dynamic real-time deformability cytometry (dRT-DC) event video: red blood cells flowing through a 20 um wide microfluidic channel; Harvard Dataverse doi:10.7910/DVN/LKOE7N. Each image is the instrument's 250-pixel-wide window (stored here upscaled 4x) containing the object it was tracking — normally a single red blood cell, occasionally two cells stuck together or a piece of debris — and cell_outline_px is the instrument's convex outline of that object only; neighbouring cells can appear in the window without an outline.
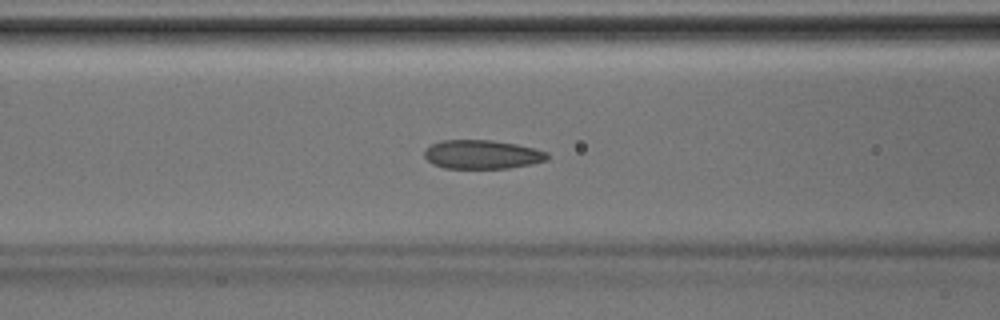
{"species": "Egyptian fruit bat (a non-hibernating species)", "species_latin": "Rousettus aegyptiacus", "temperature_condition": "room temperature", "stored_images_in_passage": 41, "camera_frame_rate_fps": 3000, "um_per_image_px": 0.085, "animal": {"sex": "male"}, "frame": {"image": 1, "passage_image": 17, "time_ms": 5.333, "image_size_px": [1000, 320], "cell_outline_px": [[548, 160], [532, 164], [508, 168], [444, 168], [432, 164], [424, 156], [424, 148], [440, 140], [492, 140], [516, 144], [536, 148], [548, 152]], "centroid_in_image_um": [40.98, 13.12], "position_along_channel_um": 125.6, "area_um2": 20.87}}
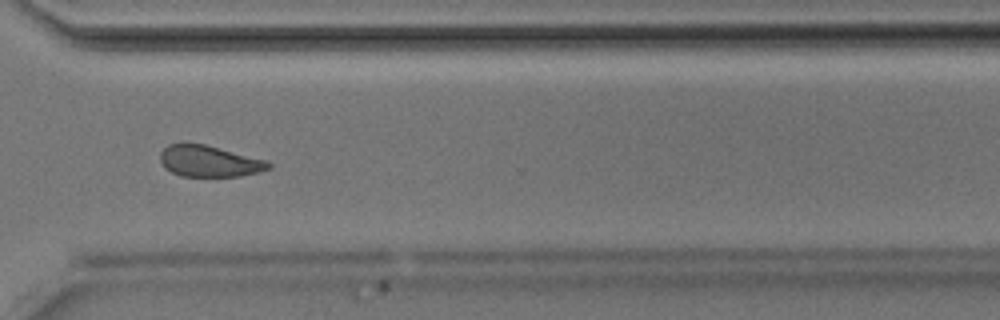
{"frame": {"image": 2, "passage_image": 31, "time_ms": 10.0, "image_size_px": [1000, 320], "cell_outline_px": [[272, 168], [260, 172], [240, 176], [180, 176], [164, 168], [160, 160], [160, 152], [168, 144], [204, 144], [268, 160], [272, 164]], "centroid_in_image_um": [17.82, 13.71], "position_along_channel_um": 352.8, "area_um2": 19.83}}
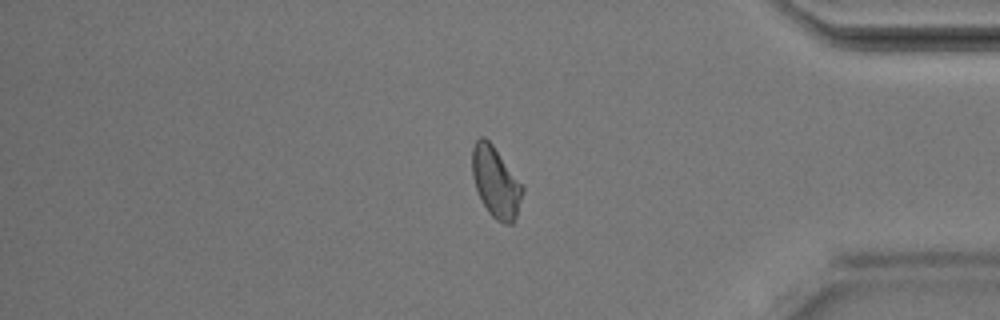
{"frame": {"image": 3, "passage_image": 35, "time_ms": 11.333, "image_size_px": [1000, 320], "cell_outline_px": [[524, 192], [516, 216], [512, 224], [504, 224], [496, 220], [488, 212], [476, 188], [472, 176], [472, 148], [476, 140], [480, 136], [484, 136], [492, 144], [524, 188]], "centroid_in_image_um": [42.13, 15.49], "position_along_channel_um": 393.1, "area_um2": 20.46}}